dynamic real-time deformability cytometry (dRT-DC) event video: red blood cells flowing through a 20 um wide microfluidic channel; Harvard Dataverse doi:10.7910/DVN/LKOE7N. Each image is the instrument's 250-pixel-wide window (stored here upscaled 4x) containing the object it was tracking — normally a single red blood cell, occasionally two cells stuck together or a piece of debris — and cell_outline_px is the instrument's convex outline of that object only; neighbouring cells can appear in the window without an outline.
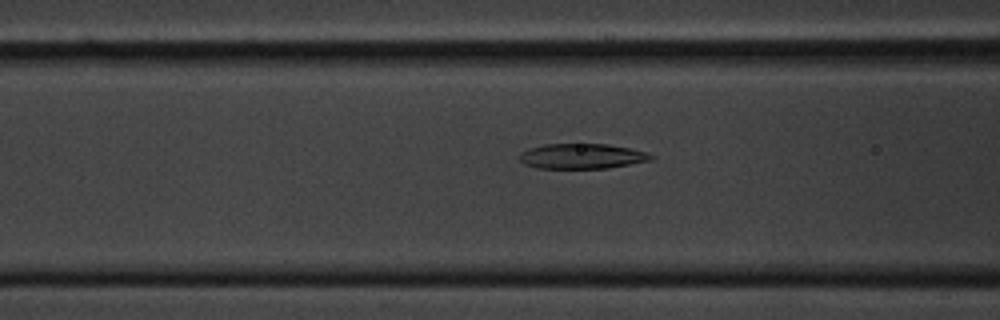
{"species": "common noctule bat (a hibernating species)", "species_latin": "Nyctalus noctula", "temperature_condition": "cold", "stored_images_in_passage": 55, "camera_frame_rate_fps": 3000, "um_per_image_px": 0.085, "animal": {"sex": "male", "body_mass_g": 20.1, "forearm_length_mm": 53.5}, "frame": {"image": 1, "passage_image": 21, "time_ms": 6.667, "image_size_px": [1000, 320], "cell_outline_px": [[656, 156], [652, 160], [608, 168], [536, 168], [524, 164], [520, 160], [520, 152], [528, 148], [544, 144], [608, 144], [628, 148], [644, 152]], "centroid_in_image_um": [49.44, 13.28], "position_along_channel_um": 117.2, "area_um2": 19.25}}
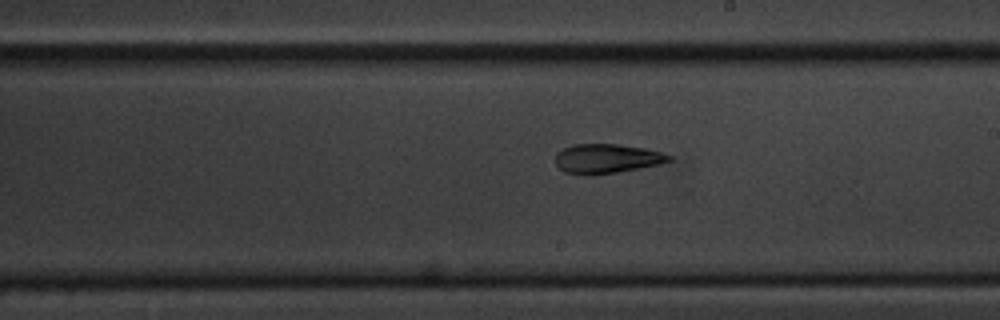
{"frame": {"image": 2, "passage_image": 31, "time_ms": 10.0, "image_size_px": [1000, 320], "cell_outline_px": [[672, 160], [660, 164], [640, 168], [592, 176], [584, 176], [564, 172], [556, 164], [556, 152], [572, 144], [616, 144], [644, 148], [660, 152], [672, 156]], "centroid_in_image_um": [51.54, 13.49], "position_along_channel_um": 237.5, "area_um2": 19.59}}
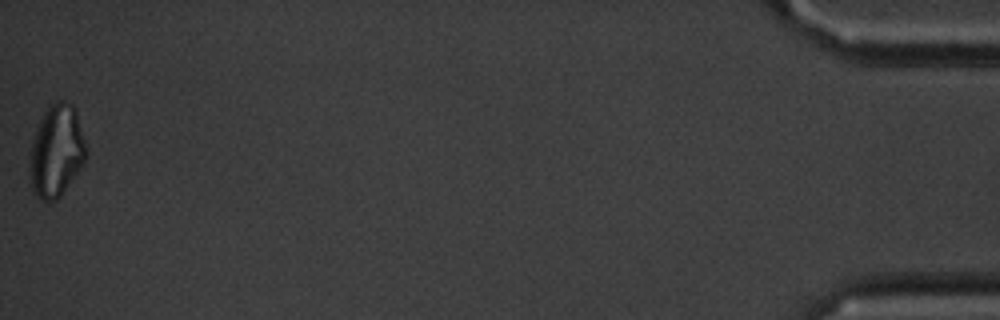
{"frame": {"image": 3, "passage_image": 55, "time_ms": 18.0, "image_size_px": [1000, 320], "cell_outline_px": [[88, 152], [84, 160], [60, 196], [56, 200], [40, 200], [32, 192], [32, 140], [36, 128], [48, 104], [56, 100], [64, 100], [72, 104], [76, 108]], "centroid_in_image_um": [4.82, 12.76], "position_along_channel_um": 430.4, "area_um2": 29.71}, "authors_computed_cell_mechanics": {"area_um2": 21.1548, "velocity_mm_per_s": 3.6142, "shape_relaxation_time_tau1_ms": 7.826, "shape_relaxation_time_tau2_ms": 5.4335, "deformation_change_tau1": 0.2092, "deformation_change_tau2": 0.1472}}